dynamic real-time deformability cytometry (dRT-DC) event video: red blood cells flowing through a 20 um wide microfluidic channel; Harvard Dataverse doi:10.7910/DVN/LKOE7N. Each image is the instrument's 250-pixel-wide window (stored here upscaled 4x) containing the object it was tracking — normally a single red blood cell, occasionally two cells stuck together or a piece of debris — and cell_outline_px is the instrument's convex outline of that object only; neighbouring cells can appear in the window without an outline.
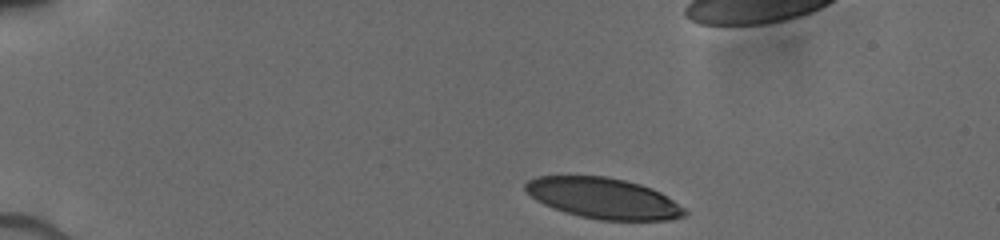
{"species": "human", "species_latin": "Homo sapiens", "temperature_condition": "cold", "stored_images_in_passage": 41, "camera_frame_rate_fps": 3000, "um_per_image_px": 0.085, "donor": {"sex": "male"}, "frame": {"image": 1, "passage_image": 1, "time_ms": 0.0, "image_size_px": [1000, 240], "cell_outline_px": [[688, 212], [684, 216], [672, 220], [600, 220], [580, 216], [564, 212], [544, 204], [536, 200], [524, 188], [524, 184], [528, 180], [536, 176], [608, 176], [640, 184], [652, 188], [660, 192], [684, 208]], "centroid_in_image_um": [51.29, 16.85], "position_along_channel_um": 33.7, "area_um2": 37.74}}
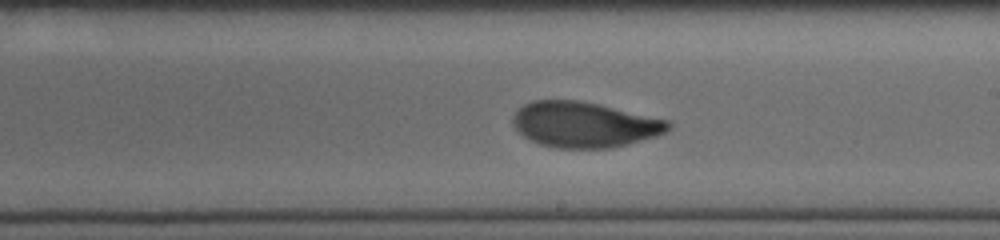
{"frame": {"image": 2, "passage_image": 25, "time_ms": 7.0, "image_size_px": [1000, 240], "cell_outline_px": [[672, 128], [656, 136], [612, 148], [556, 148], [540, 144], [524, 136], [512, 124], [512, 116], [524, 104], [532, 100], [580, 100], [600, 104], [668, 120], [672, 124]], "centroid_in_image_um": [49.67, 10.58], "position_along_channel_um": 239.3, "area_um2": 41.21}}
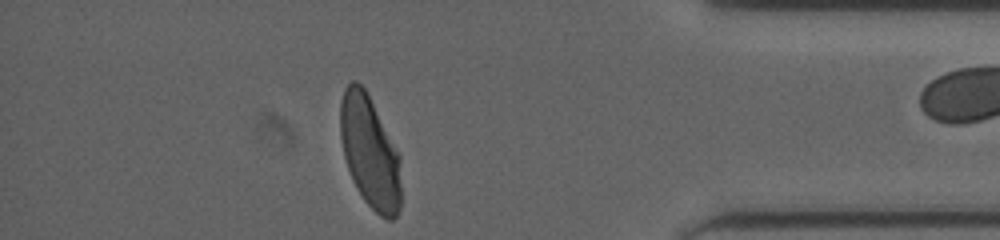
{"frame": {"image": 3, "passage_image": 39, "time_ms": 11.667, "image_size_px": [1000, 240], "cell_outline_px": [[400, 208], [396, 216], [392, 220], [388, 220], [380, 216], [364, 200], [356, 188], [352, 180], [344, 156], [340, 136], [340, 104], [344, 88], [352, 80], [356, 80], [364, 88], [400, 156]], "centroid_in_image_um": [31.42, 12.94], "position_along_channel_um": 403.8, "area_um2": 39.36}}